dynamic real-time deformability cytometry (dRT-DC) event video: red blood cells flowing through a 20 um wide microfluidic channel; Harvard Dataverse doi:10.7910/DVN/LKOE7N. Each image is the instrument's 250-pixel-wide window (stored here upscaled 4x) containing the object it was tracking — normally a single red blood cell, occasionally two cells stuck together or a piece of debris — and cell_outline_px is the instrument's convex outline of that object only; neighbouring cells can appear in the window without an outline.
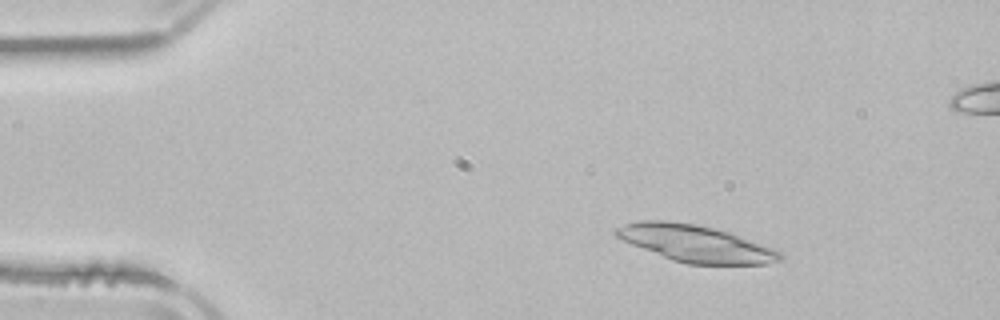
{"species": "common noctule bat (a hibernating species)", "species_latin": "Nyctalus noctula", "temperature_condition": "room temperature", "stored_images_in_passage": 5, "camera_frame_rate_fps": 3000, "um_per_image_px": 0.085, "animal": {"sex": "male", "body_mass_g": 21.5, "forearm_length_mm": 52.0}, "frame": {"image": 1, "passage_image": 2, "time_ms": 1.333, "image_size_px": [1000, 320], "cell_outline_px": [[784, 256], [780, 260], [768, 264], [688, 264], [672, 260], [632, 244], [616, 236], [612, 232], [616, 228], [624, 224], [640, 220], [664, 220], [696, 224], [728, 232], [772, 248], [780, 252]], "centroid_in_image_um": [59.1, 20.69], "position_along_channel_um": 25.9, "area_um2": 34.74}}